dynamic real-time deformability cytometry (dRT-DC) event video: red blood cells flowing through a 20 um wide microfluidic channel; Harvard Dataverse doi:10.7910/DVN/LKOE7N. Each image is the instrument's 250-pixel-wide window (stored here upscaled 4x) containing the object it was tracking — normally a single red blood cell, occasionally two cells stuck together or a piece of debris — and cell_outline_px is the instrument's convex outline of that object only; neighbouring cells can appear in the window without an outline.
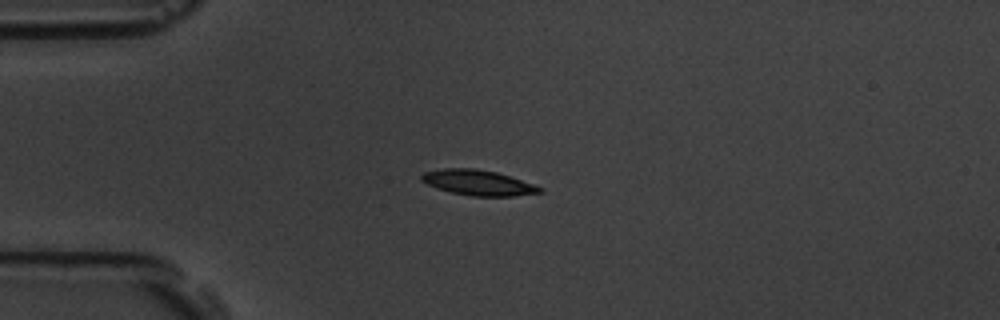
{"species": "common noctule bat (a hibernating species)", "species_latin": "Nyctalus noctula", "temperature_condition": "room temperature", "stored_images_in_passage": 43, "camera_frame_rate_fps": 3000, "um_per_image_px": 0.085, "animal": {"sex": "male", "body_mass_g": 19.5, "forearm_length_mm": 54.6}, "frame": {"image": 1, "passage_image": 1, "time_ms": 0.0, "image_size_px": [1000, 320], "cell_outline_px": [[544, 192], [512, 196], [472, 196], [452, 192], [436, 188], [420, 180], [420, 176], [424, 172], [444, 168], [476, 168], [496, 172], [536, 184], [544, 188]], "centroid_in_image_um": [40.67, 15.52], "position_along_channel_um": 44.3, "area_um2": 17.57}}
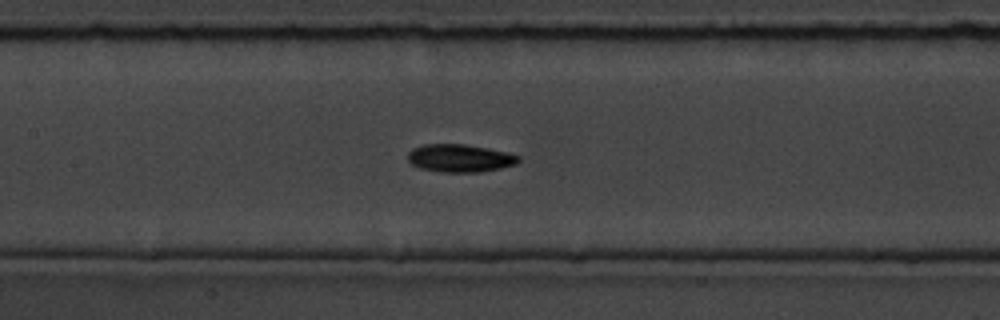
{"frame": {"image": 2, "passage_image": 13, "time_ms": 4.0, "image_size_px": [1000, 320], "cell_outline_px": [[520, 160], [516, 164], [500, 168], [480, 172], [440, 172], [420, 168], [412, 164], [408, 160], [408, 152], [412, 148], [424, 144], [464, 144], [488, 148], [508, 152], [520, 156]], "centroid_in_image_um": [39.09, 13.44], "position_along_channel_um": 168.3, "area_um2": 18.03}}
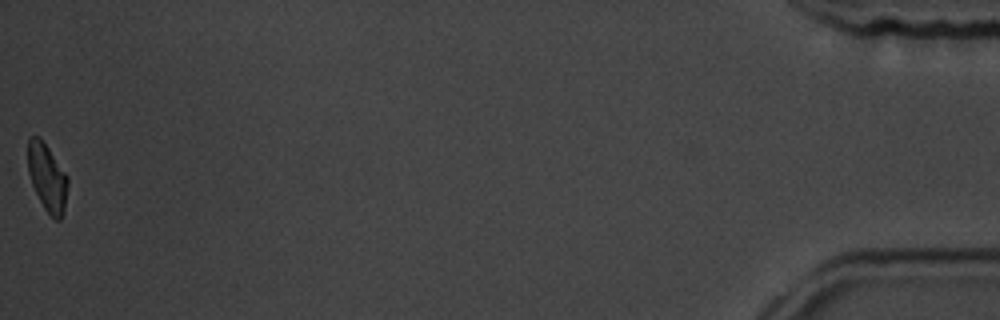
{"frame": {"image": 3, "passage_image": 43, "time_ms": 14.0, "image_size_px": [1000, 320], "cell_outline_px": [[68, 184], [64, 212], [60, 220], [56, 220], [44, 208], [32, 184], [28, 172], [28, 136], [40, 136], [68, 176]], "centroid_in_image_um": [4.02, 15.06], "position_along_channel_um": 431.2, "area_um2": 15.66}, "authors_computed_cell_mechanics": {"area_um2": 17.34, "velocity_mm_per_s": 3.6319, "shape_relaxation_time_tau1_ms": 2.6133, "shape_relaxation_time_tau2_ms": 7.2775, "deformation_change_tau1": 0.1286, "deformation_change_tau2": 0.1225}}